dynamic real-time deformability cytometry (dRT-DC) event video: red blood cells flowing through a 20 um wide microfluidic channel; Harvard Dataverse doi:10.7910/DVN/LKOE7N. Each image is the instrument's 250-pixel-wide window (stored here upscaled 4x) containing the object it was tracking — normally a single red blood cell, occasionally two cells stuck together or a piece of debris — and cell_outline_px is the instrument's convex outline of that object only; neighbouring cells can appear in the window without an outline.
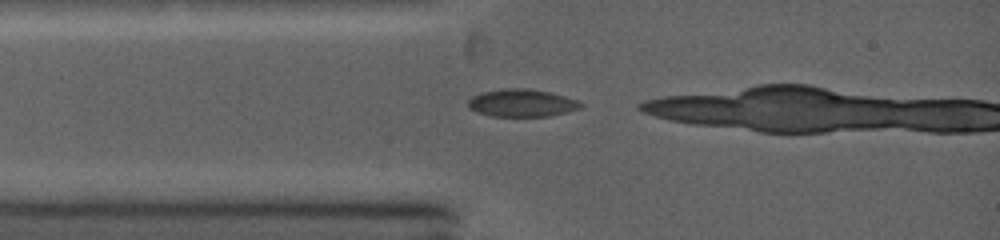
{"species": "common noctule bat (a hibernating species)", "species_latin": "Nyctalus noctula", "temperature_condition": "warm", "stored_images_in_passage": 2, "camera_frame_rate_fps": 5000, "um_per_image_px": 0.085, "animal": {"sex": "female", "body_mass_g": 19.0, "forearm_length_mm": 53.3}, "frame": {"image": 1, "passage_image": 1, "time_ms": 0.0, "image_size_px": [1000, 240], "cell_outline_px": [[584, 104], [580, 108], [548, 116], [492, 116], [476, 112], [468, 108], [468, 100], [472, 96], [480, 92], [504, 88], [524, 88], [548, 92], [564, 96], [576, 100]], "centroid_in_image_um": [44.29, 8.75], "position_along_channel_um": 40.7, "area_um2": 17.98}}